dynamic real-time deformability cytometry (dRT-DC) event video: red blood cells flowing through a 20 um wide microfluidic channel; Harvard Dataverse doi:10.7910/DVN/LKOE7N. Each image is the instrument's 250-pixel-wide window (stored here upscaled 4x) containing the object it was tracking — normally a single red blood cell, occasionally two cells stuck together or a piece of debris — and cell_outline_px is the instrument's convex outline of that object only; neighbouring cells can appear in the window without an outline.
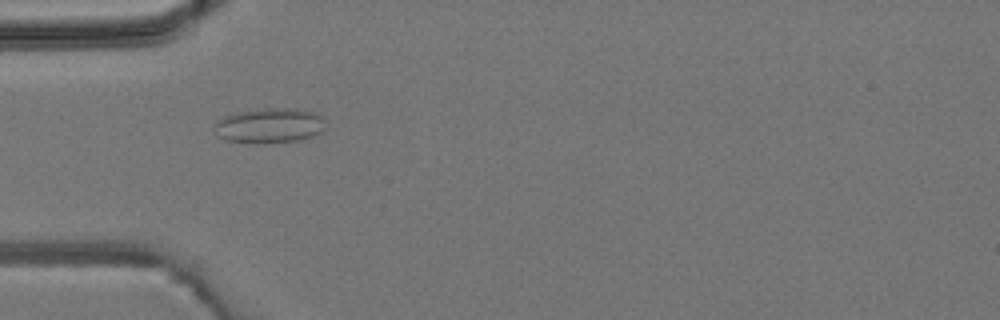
{"species": "common noctule bat (a hibernating species)", "species_latin": "Nyctalus noctula", "temperature_condition": "room temperature", "stored_images_in_passage": 6, "camera_frame_rate_fps": 3000, "um_per_image_px": 0.085, "animal": {"sex": "male", "body_mass_g": 19.2, "forearm_length_mm": 51.8}, "frame": {"image": 1, "passage_image": 4, "time_ms": 4.333, "image_size_px": [1000, 320], "cell_outline_px": [[324, 128], [320, 132], [312, 136], [300, 140], [264, 144], [260, 144], [224, 140], [216, 136], [212, 124], [216, 120], [232, 112], [256, 108], [304, 108], [316, 112], [324, 120]], "centroid_in_image_um": [22.84, 10.66], "position_along_channel_um": 62.2, "area_um2": 23.52}}
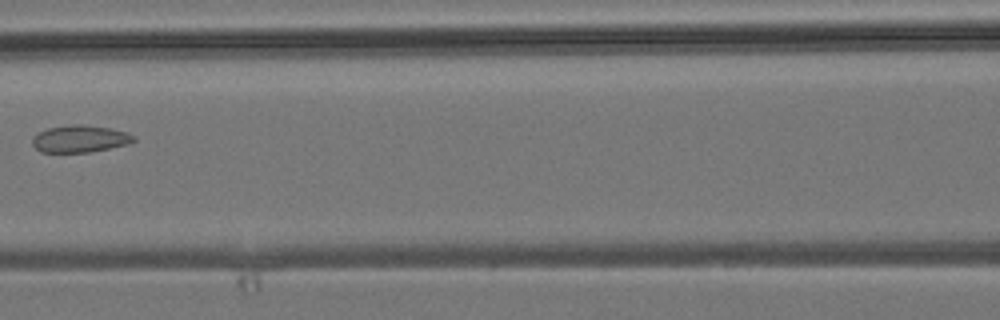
{"frame": {"image": 2, "passage_image": 6, "time_ms": 6.667, "image_size_px": [1000, 320], "cell_outline_px": [[136, 140], [128, 144], [88, 152], [40, 152], [32, 144], [32, 136], [48, 128], [72, 124], [84, 124], [108, 128], [128, 132], [136, 136]], "centroid_in_image_um": [6.8, 11.79], "position_along_channel_um": 159.8, "area_um2": 16.01}}